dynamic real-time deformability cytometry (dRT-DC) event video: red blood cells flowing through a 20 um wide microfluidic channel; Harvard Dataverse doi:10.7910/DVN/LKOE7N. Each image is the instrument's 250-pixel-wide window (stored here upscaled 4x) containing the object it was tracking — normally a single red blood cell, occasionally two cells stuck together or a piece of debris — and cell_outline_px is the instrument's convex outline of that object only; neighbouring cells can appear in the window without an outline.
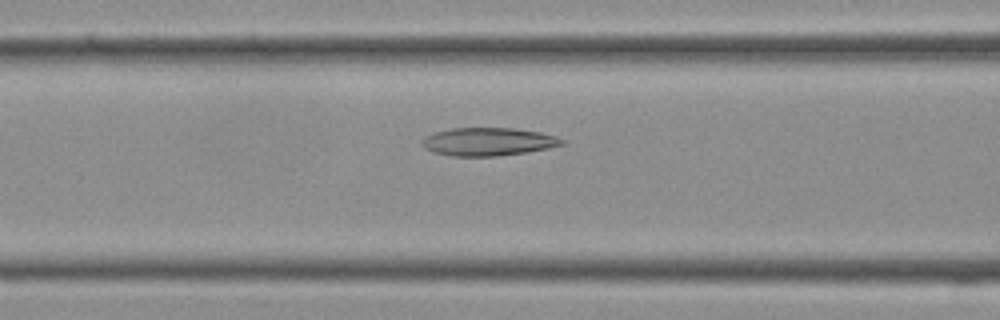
{"species": "Egyptian fruit bat (a non-hibernating species)", "species_latin": "Rousettus aegyptiacus", "temperature_condition": "cold", "stored_images_in_passage": 24, "camera_frame_rate_fps": 3000, "um_per_image_px": 0.085, "frame": {"image": 1, "passage_image": 5, "time_ms": 1.333, "image_size_px": [1000, 320], "cell_outline_px": [[568, 140], [564, 144], [548, 148], [528, 152], [496, 156], [452, 156], [432, 152], [424, 148], [420, 144], [420, 140], [424, 136], [436, 132], [452, 128], [512, 128], [540, 132], [556, 136]], "centroid_in_image_um": [41.49, 12.04], "position_along_channel_um": 125.1, "area_um2": 23.12}}
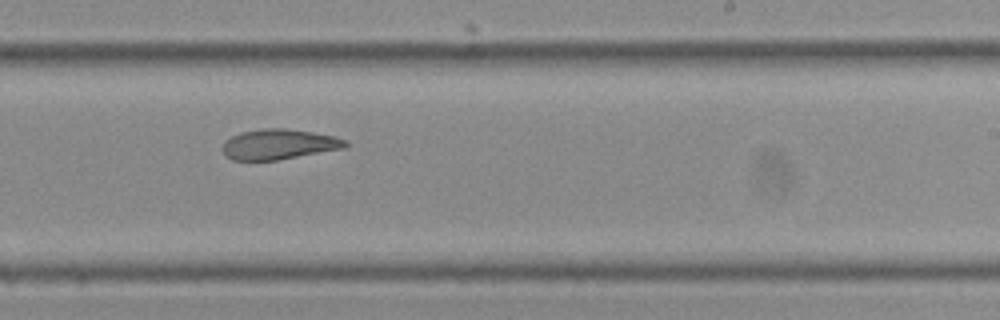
{"frame": {"image": 2, "passage_image": 13, "time_ms": 4.0, "image_size_px": [1000, 320], "cell_outline_px": [[348, 148], [276, 160], [232, 160], [224, 156], [224, 144], [232, 136], [240, 132], [260, 128], [284, 128], [312, 132], [332, 136], [348, 140]], "centroid_in_image_um": [23.74, 12.26], "position_along_channel_um": 265.3, "area_um2": 21.68}}
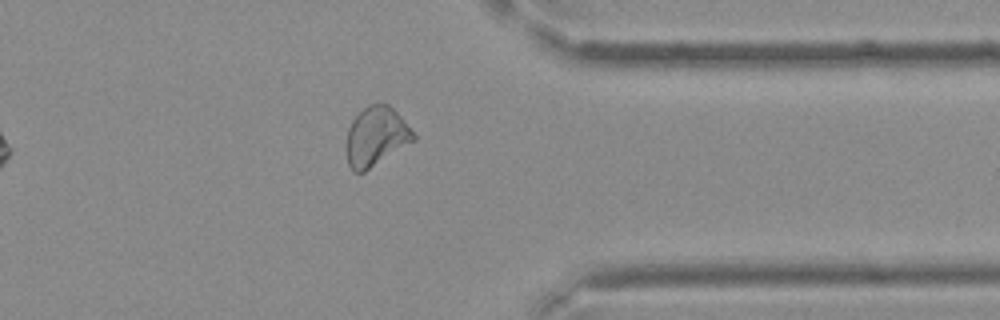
{"frame": {"image": 3, "passage_image": 20, "time_ms": 6.333, "image_size_px": [1000, 320], "cell_outline_px": [[416, 140], [364, 172], [352, 172], [348, 164], [344, 144], [348, 128], [352, 120], [368, 104], [388, 104], [400, 116], [416, 136]], "centroid_in_image_um": [31.92, 11.63], "position_along_channel_um": 379.5, "area_um2": 23.24}}